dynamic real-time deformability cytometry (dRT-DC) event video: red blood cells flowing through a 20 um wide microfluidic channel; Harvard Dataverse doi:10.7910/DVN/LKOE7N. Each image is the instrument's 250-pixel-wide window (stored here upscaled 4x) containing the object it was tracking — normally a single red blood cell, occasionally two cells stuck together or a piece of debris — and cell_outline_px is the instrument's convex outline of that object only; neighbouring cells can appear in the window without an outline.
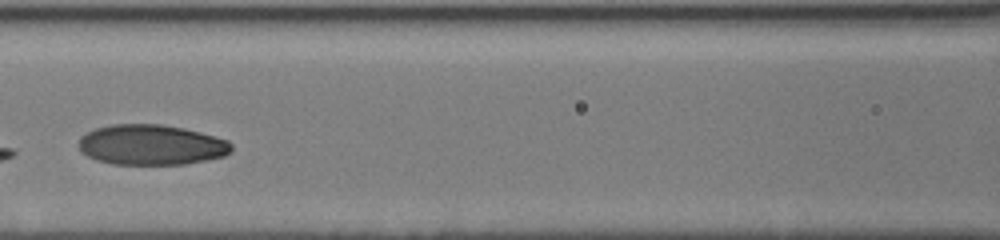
{"species": "human", "species_latin": "Homo sapiens", "temperature_condition": "cold", "stored_images_in_passage": 17, "camera_frame_rate_fps": 3000, "um_per_image_px": 0.085, "donor": {"sex": "male"}, "frame": {"image": 1, "passage_image": 6, "time_ms": 4.0, "image_size_px": [1000, 240], "cell_outline_px": [[232, 152], [224, 156], [208, 160], [184, 164], [112, 164], [96, 160], [80, 152], [80, 136], [96, 128], [112, 124], [160, 124], [184, 128], [216, 136], [228, 140], [232, 144]], "centroid_in_image_um": [12.89, 12.31], "position_along_channel_um": 153.7, "area_um2": 36.07}}